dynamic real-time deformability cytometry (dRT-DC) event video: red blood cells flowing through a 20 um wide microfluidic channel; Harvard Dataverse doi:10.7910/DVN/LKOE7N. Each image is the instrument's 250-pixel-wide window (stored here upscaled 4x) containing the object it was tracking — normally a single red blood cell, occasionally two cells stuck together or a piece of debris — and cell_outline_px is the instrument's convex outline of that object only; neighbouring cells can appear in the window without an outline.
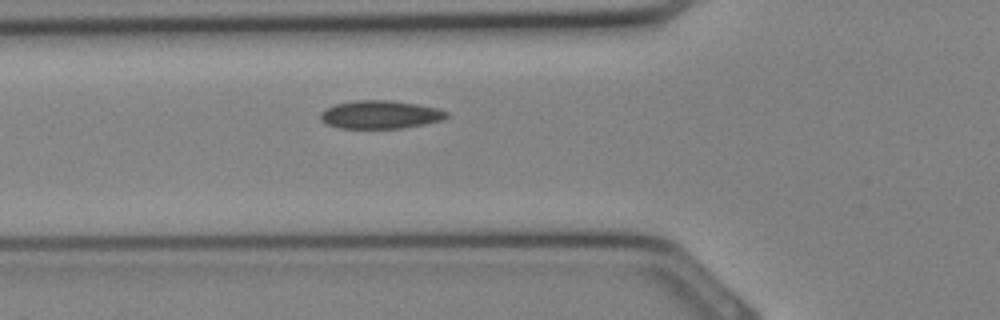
{"species": "Egyptian fruit bat (a non-hibernating species)", "species_latin": "Rousettus aegyptiacus", "temperature_condition": "cold", "stored_images_in_passage": 23, "camera_frame_rate_fps": 3000, "um_per_image_px": 0.085, "animal": {"sex": "female"}, "frame": {"image": 1, "passage_image": 3, "time_ms": 0.667, "image_size_px": [1000, 320], "cell_outline_px": [[448, 116], [444, 120], [404, 128], [336, 128], [320, 120], [320, 112], [324, 108], [336, 104], [356, 100], [392, 100], [416, 104], [436, 108], [448, 112]], "centroid_in_image_um": [32.3, 9.74], "position_along_channel_um": 93.5, "area_um2": 20.81}}
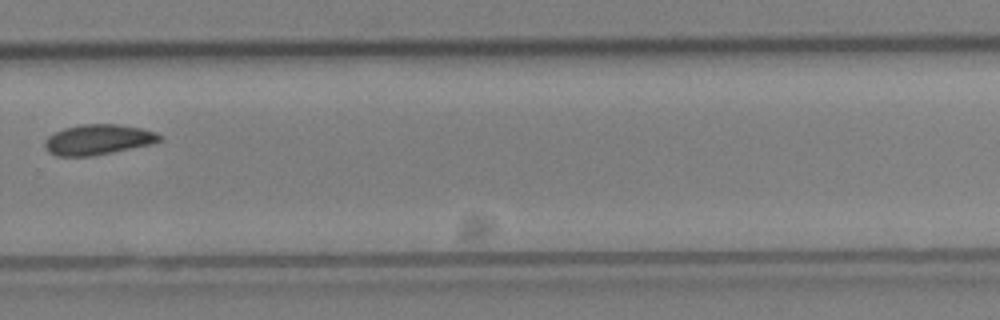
{"frame": {"image": 2, "passage_image": 14, "time_ms": 4.333, "image_size_px": [1000, 320], "cell_outline_px": [[160, 140], [152, 144], [92, 156], [56, 156], [48, 152], [44, 148], [44, 140], [48, 136], [64, 128], [80, 124], [116, 124], [140, 128], [156, 132], [160, 136]], "centroid_in_image_um": [8.29, 11.87], "position_along_channel_um": 321.5, "area_um2": 20.23}}
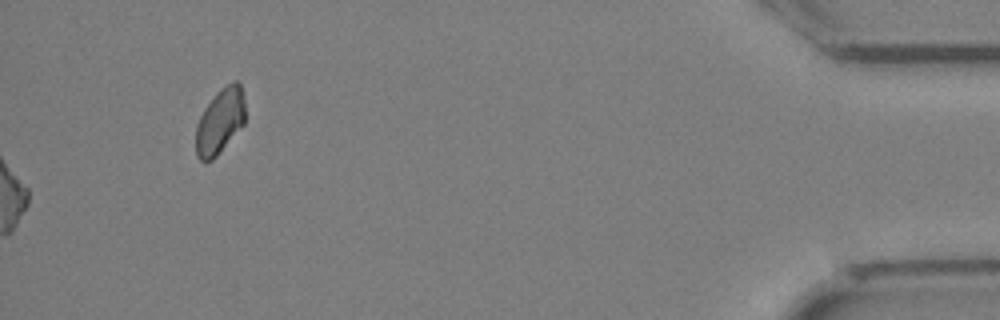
{"frame": {"image": 3, "passage_image": 22, "time_ms": 7.0, "image_size_px": [1000, 320], "cell_outline_px": [[244, 124], [216, 156], [212, 160], [200, 160], [196, 156], [196, 124], [204, 108], [216, 92], [220, 88], [232, 80], [236, 80], [240, 84], [244, 100]], "centroid_in_image_um": [18.69, 10.27], "position_along_channel_um": 416.5, "area_um2": 18.73}}